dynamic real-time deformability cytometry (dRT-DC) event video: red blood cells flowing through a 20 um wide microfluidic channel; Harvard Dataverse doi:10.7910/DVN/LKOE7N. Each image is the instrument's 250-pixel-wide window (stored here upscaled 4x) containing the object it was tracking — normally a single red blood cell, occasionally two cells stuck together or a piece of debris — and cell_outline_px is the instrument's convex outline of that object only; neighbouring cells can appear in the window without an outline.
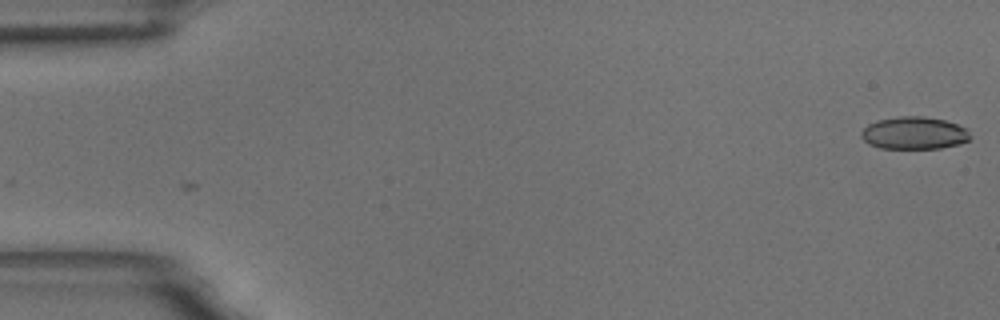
{"species": "common noctule bat (a hibernating species)", "species_latin": "Nyctalus noctula", "temperature_condition": "room temperature", "stored_images_in_passage": 2, "camera_frame_rate_fps": 3000, "um_per_image_px": 0.085, "animal": {"sex": "male", "body_mass_g": 18.8}, "frame": {"image": 1, "passage_image": 1, "time_ms": 0.0, "image_size_px": [1000, 320], "cell_outline_px": [[972, 136], [968, 140], [960, 144], [940, 148], [880, 148], [868, 144], [860, 136], [860, 132], [868, 124], [876, 120], [900, 116], [924, 116], [944, 120], [968, 128]], "centroid_in_image_um": [77.71, 11.3], "position_along_channel_um": 7.3, "area_um2": 20.81}}